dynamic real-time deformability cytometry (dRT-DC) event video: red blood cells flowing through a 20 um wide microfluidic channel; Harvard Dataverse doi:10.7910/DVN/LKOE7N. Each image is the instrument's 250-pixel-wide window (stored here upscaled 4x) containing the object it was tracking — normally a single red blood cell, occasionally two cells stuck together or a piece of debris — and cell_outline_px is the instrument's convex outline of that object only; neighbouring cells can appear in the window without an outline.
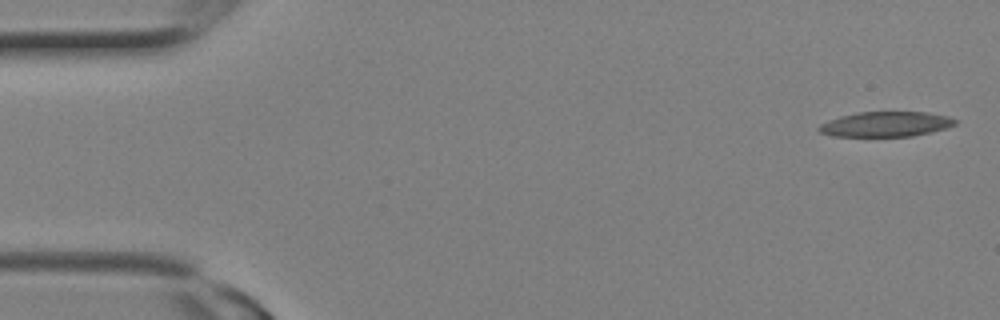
{"species": "Egyptian fruit bat (a non-hibernating species)", "species_latin": "Rousettus aegyptiacus", "temperature_condition": "room temperature", "stored_images_in_passage": 9, "camera_frame_rate_fps": 3000, "um_per_image_px": 0.085, "animal": {"sex": "female"}, "frame": {"image": 1, "passage_image": 1, "time_ms": 0.0, "image_size_px": [1000, 320], "cell_outline_px": [[956, 124], [944, 128], [912, 136], [832, 136], [820, 132], [816, 128], [820, 124], [828, 120], [840, 116], [856, 112], [924, 112], [948, 116], [956, 120]], "centroid_in_image_um": [75.23, 10.55], "position_along_channel_um": 9.8, "area_um2": 19.71}}
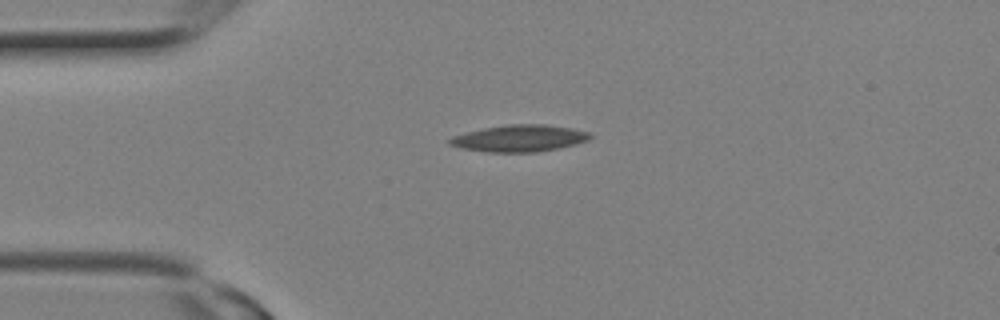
{"frame": {"image": 2, "passage_image": 6, "time_ms": 1.667, "image_size_px": [1000, 320], "cell_outline_px": [[592, 136], [588, 140], [576, 144], [560, 148], [536, 152], [488, 152], [460, 148], [448, 144], [448, 140], [452, 136], [464, 132], [484, 128], [508, 124], [544, 124], [572, 128], [588, 132]], "centroid_in_image_um": [44.13, 11.75], "position_along_channel_um": 40.9, "area_um2": 22.02}}
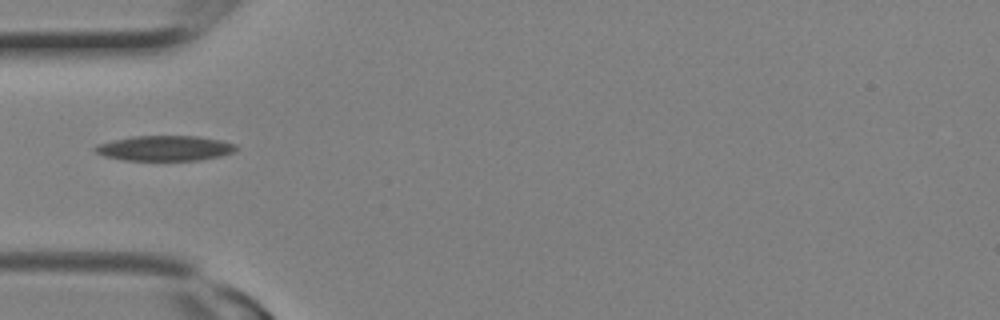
{"frame": {"image": 3, "passage_image": 8, "time_ms": 2.333, "image_size_px": [1000, 320], "cell_outline_px": [[236, 152], [220, 156], [200, 160], [124, 160], [104, 156], [96, 152], [92, 148], [96, 144], [132, 136], [196, 136], [220, 140], [236, 144]], "centroid_in_image_um": [14.0, 12.6], "position_along_channel_um": 71.0, "area_um2": 20.69}}